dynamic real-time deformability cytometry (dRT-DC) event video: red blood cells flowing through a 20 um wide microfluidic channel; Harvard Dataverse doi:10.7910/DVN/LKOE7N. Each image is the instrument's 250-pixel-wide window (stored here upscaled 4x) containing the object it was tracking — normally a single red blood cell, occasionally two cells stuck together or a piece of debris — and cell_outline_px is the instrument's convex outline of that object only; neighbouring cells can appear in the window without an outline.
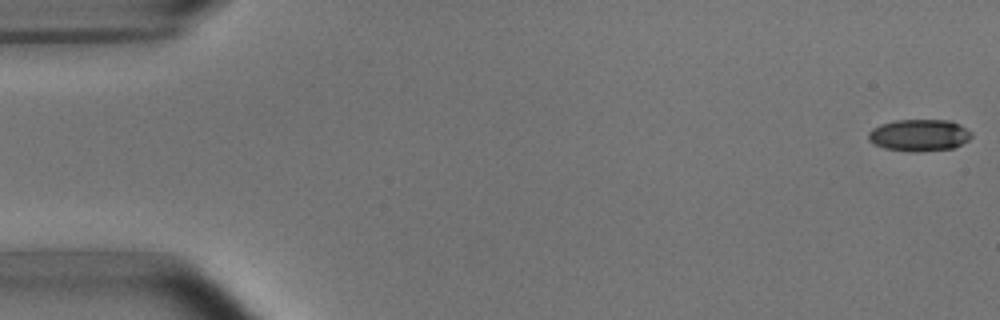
{"species": "common noctule bat (a hibernating species)", "species_latin": "Nyctalus noctula", "temperature_condition": "room temperature", "stored_images_in_passage": 4, "camera_frame_rate_fps": 3000, "um_per_image_px": 0.085, "animal": {"sex": "male", "body_mass_g": 15.6}, "frame": {"image": 1, "passage_image": 1, "time_ms": 0.0, "image_size_px": [1000, 320], "cell_outline_px": [[972, 136], [968, 140], [952, 148], [916, 152], [912, 152], [884, 148], [868, 140], [868, 132], [872, 128], [880, 124], [896, 120], [952, 120], [960, 124], [972, 132]], "centroid_in_image_um": [78.13, 11.48], "position_along_channel_um": 6.9, "area_um2": 19.19}}